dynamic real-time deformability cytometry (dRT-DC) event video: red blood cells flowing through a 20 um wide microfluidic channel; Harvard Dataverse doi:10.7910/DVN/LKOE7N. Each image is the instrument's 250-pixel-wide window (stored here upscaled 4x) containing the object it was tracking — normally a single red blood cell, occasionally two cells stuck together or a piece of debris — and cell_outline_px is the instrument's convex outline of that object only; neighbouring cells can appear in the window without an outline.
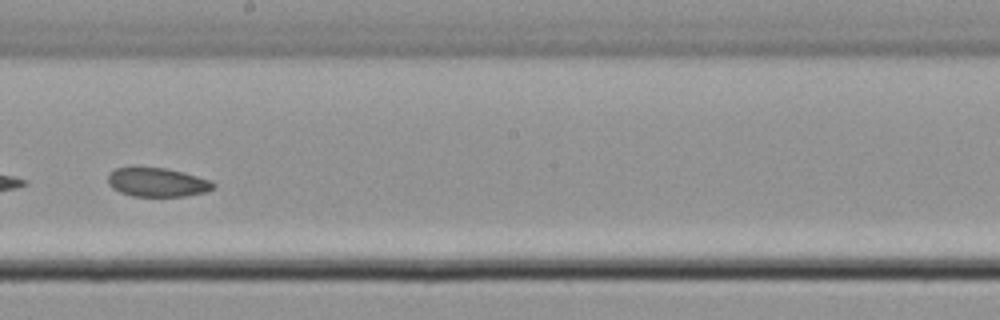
{"species": "common noctule bat (a hibernating species)", "species_latin": "Nyctalus noctula", "temperature_condition": "cold", "stored_images_in_passage": 31, "camera_frame_rate_fps": 3000, "um_per_image_px": 0.085, "animal": {"sex": "male", "body_mass_g": 21.5, "forearm_length_mm": 52.0}, "frame": {"image": 1, "passage_image": 18, "time_ms": 5.667, "image_size_px": [1000, 320], "cell_outline_px": [[216, 188], [204, 192], [184, 196], [132, 196], [120, 192], [112, 188], [108, 184], [108, 172], [116, 168], [164, 168], [212, 180], [216, 184]], "centroid_in_image_um": [13.37, 15.5], "position_along_channel_um": 234.8, "area_um2": 17.63}}